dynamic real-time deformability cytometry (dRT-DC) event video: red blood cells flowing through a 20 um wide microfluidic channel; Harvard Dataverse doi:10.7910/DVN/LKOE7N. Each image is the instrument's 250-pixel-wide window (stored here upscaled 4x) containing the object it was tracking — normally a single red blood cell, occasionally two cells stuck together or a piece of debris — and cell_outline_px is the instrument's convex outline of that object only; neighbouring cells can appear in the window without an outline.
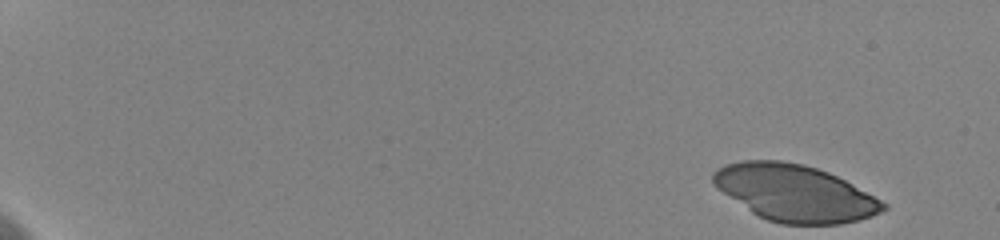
{"species": "human", "species_latin": "Homo sapiens", "temperature_condition": "cold", "stored_images_in_passage": 54, "camera_frame_rate_fps": 3000, "um_per_image_px": 0.085, "donor": {"sex": "female"}, "frame": {"image": 1, "passage_image": 1, "time_ms": 0.0, "image_size_px": [1000, 240], "cell_outline_px": [[888, 208], [872, 216], [860, 220], [840, 224], [780, 224], [768, 220], [752, 212], [716, 188], [712, 184], [712, 172], [716, 168], [724, 164], [744, 160], [780, 160], [804, 164], [828, 172], [852, 184], [888, 204]], "centroid_in_image_um": [67.53, 16.4], "position_along_channel_um": 17.5, "area_um2": 56.12}}